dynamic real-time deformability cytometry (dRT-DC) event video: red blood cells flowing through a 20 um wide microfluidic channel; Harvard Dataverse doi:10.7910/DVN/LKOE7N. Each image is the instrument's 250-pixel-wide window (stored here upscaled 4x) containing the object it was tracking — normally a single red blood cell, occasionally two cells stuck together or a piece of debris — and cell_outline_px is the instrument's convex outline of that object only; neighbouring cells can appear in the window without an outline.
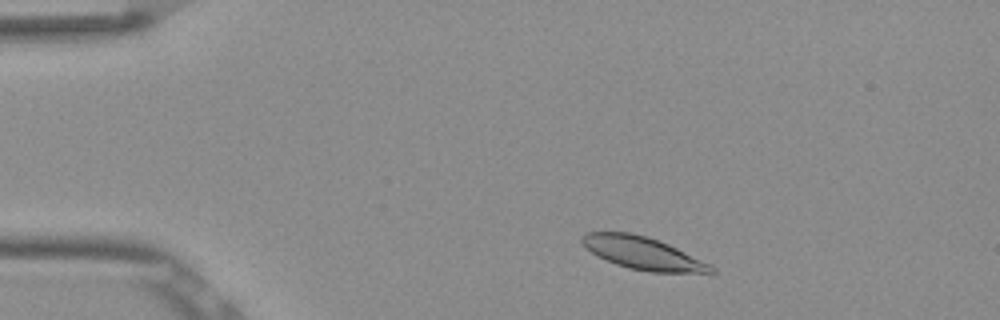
{"species": "Egyptian fruit bat (a non-hibernating species)", "species_latin": "Rousettus aegyptiacus", "temperature_condition": "room temperature", "stored_images_in_passage": 49, "camera_frame_rate_fps": 3000, "um_per_image_px": 0.085, "frame": {"image": 1, "passage_image": 5, "time_ms": 1.333, "image_size_px": [1000, 320], "cell_outline_px": [[716, 272], [712, 276], [648, 272], [628, 268], [604, 260], [596, 256], [580, 240], [580, 236], [584, 232], [632, 232], [648, 236], [668, 244], [712, 264], [716, 268]], "centroid_in_image_um": [54.79, 21.57], "position_along_channel_um": 30.2, "area_um2": 25.61}}
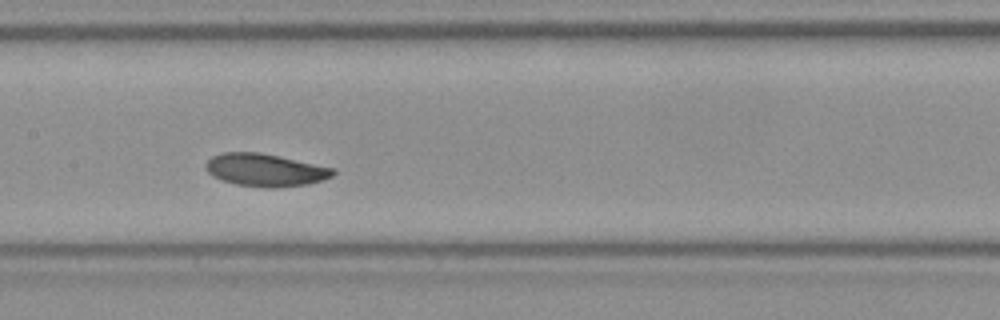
{"frame": {"image": 2, "passage_image": 22, "time_ms": 7.0, "image_size_px": [1000, 320], "cell_outline_px": [[336, 172], [332, 176], [308, 184], [276, 188], [264, 188], [236, 184], [212, 176], [204, 168], [204, 164], [212, 156], [220, 152], [260, 152], [336, 168]], "centroid_in_image_um": [22.53, 14.44], "position_along_channel_um": 184.9, "area_um2": 24.39}}
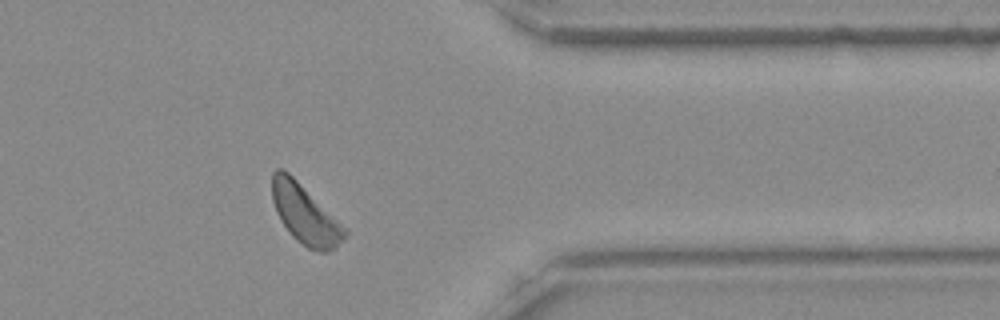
{"frame": {"image": 3, "passage_image": 39, "time_ms": 12.667, "image_size_px": [1000, 320], "cell_outline_px": [[348, 232], [344, 240], [336, 248], [328, 252], [320, 252], [308, 248], [296, 240], [288, 232], [280, 220], [276, 212], [272, 200], [272, 172], [276, 168], [284, 168], [348, 228]], "centroid_in_image_um": [25.95, 18.22], "position_along_channel_um": 385.4, "area_um2": 25.49}, "authors_computed_cell_mechanics": {"area_um2": 24.5072, "velocity_mm_per_s": 3.7838, "shape_relaxation_time_tau1_ms": 1.9838, "shape_relaxation_time_tau2_ms": null, "deformation_change_tau1": 0.0798, "deformation_change_tau2": null}}